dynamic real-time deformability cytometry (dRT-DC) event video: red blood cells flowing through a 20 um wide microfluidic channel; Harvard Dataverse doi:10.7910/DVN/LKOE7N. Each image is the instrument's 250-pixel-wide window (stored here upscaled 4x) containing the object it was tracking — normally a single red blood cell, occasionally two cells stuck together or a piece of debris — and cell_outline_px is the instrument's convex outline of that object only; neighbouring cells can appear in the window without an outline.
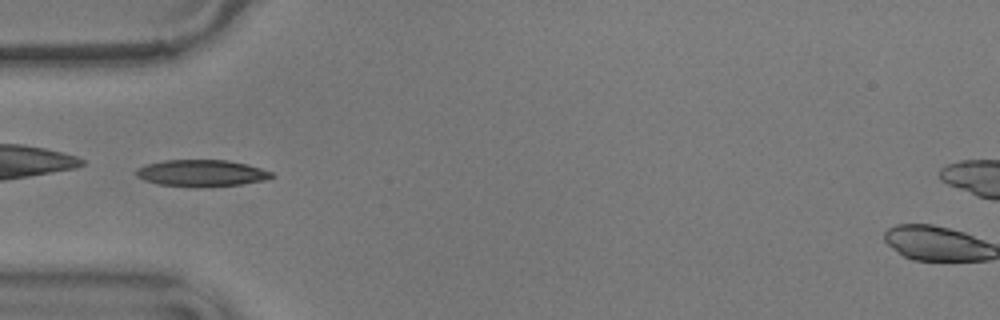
{"species": "common noctule bat (a hibernating species)", "species_latin": "Nyctalus noctula", "temperature_condition": "warm", "stored_images_in_passage": 53, "camera_frame_rate_fps": 3000, "um_per_image_px": 0.085, "animal": {"sex": "male", "body_mass_g": 17.9}, "frame": {"image": 1, "passage_image": 16, "time_ms": 5.0, "image_size_px": [1000, 320], "cell_outline_px": [[276, 176], [264, 180], [240, 184], [192, 188], [156, 184], [144, 180], [136, 176], [136, 168], [148, 164], [164, 160], [228, 160], [248, 164], [272, 172]], "centroid_in_image_um": [17.11, 14.72], "position_along_channel_um": 67.9, "area_um2": 21.27}}
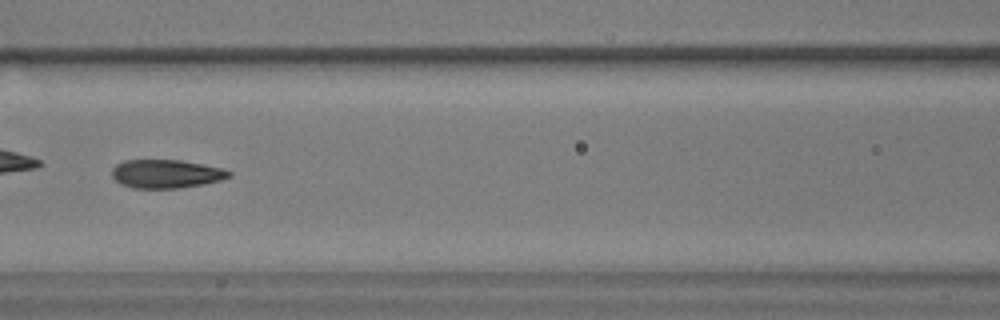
{"frame": {"image": 2, "passage_image": 23, "time_ms": 7.333, "image_size_px": [1000, 320], "cell_outline_px": [[232, 176], [220, 180], [204, 184], [180, 188], [132, 188], [120, 184], [112, 176], [112, 168], [116, 164], [124, 160], [180, 160], [224, 168], [232, 172]], "centroid_in_image_um": [14.13, 14.78], "position_along_channel_um": 152.5, "area_um2": 19.59}, "authors_computed_cell_mechanics": {"area_um2": 19.7676, "velocity_mm_per_s": 3.5875, "shape_relaxation_time_tau1_ms": 5.7666, "shape_relaxation_time_tau2_ms": 1.726, "deformation_change_tau1": 0.2061, "deformation_change_tau2": 0.0886}}